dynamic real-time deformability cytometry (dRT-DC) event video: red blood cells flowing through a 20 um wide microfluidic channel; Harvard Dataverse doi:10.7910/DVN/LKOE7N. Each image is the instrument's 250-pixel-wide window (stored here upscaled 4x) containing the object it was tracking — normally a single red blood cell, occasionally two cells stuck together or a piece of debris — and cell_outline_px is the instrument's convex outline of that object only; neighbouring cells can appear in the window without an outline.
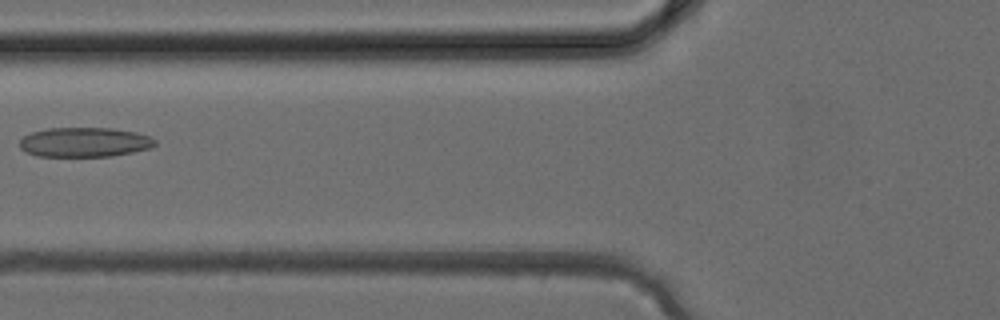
{"species": "common noctule bat (a hibernating species)", "species_latin": "Nyctalus noctula", "temperature_condition": "cold", "stored_images_in_passage": 35, "camera_frame_rate_fps": 3000, "um_per_image_px": 0.085, "animal": {"sex": "female", "body_mass_g": 24.6, "forearm_length_mm": 56.2}, "frame": {"image": 1, "passage_image": 12, "time_ms": 3.667, "image_size_px": [1000, 320], "cell_outline_px": [[156, 144], [152, 148], [112, 156], [36, 156], [20, 148], [20, 140], [24, 136], [32, 132], [48, 128], [112, 128], [136, 132], [148, 136], [156, 140]], "centroid_in_image_um": [7.2, 12.08], "position_along_channel_um": 118.6, "area_um2": 23.29}}
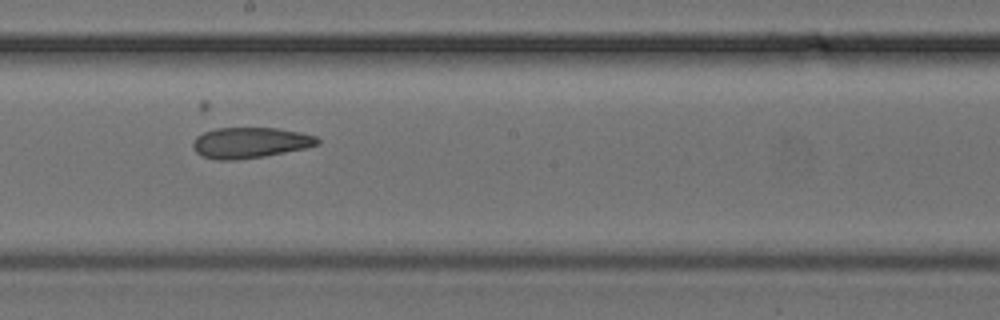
{"frame": {"image": 2, "passage_image": 18, "time_ms": 5.667, "image_size_px": [1000, 320], "cell_outline_px": [[320, 144], [304, 148], [264, 156], [236, 160], [216, 160], [200, 156], [192, 148], [192, 144], [196, 136], [204, 132], [216, 128], [276, 128], [300, 132], [316, 136], [320, 140]], "centroid_in_image_um": [21.22, 12.13], "position_along_channel_um": 227.0, "area_um2": 22.37}}
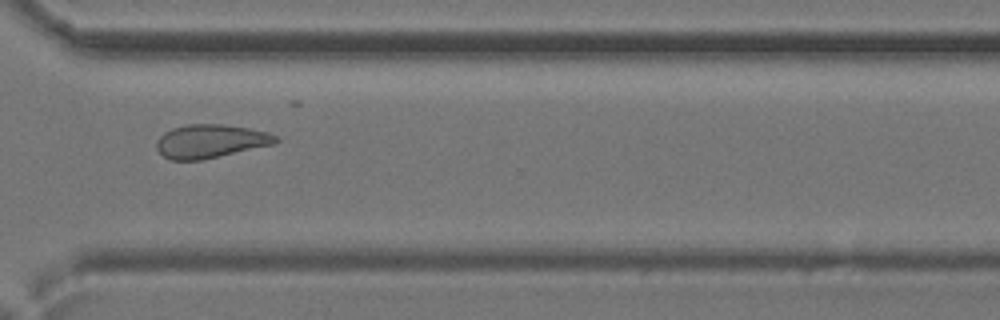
{"frame": {"image": 3, "passage_image": 25, "time_ms": 8.0, "image_size_px": [1000, 320], "cell_outline_px": [[280, 140], [276, 144], [200, 160], [168, 160], [156, 148], [156, 140], [164, 132], [172, 128], [188, 124], [220, 124], [248, 128], [268, 132], [276, 136]], "centroid_in_image_um": [17.88, 12.0], "position_along_channel_um": 352.7, "area_um2": 23.29}}